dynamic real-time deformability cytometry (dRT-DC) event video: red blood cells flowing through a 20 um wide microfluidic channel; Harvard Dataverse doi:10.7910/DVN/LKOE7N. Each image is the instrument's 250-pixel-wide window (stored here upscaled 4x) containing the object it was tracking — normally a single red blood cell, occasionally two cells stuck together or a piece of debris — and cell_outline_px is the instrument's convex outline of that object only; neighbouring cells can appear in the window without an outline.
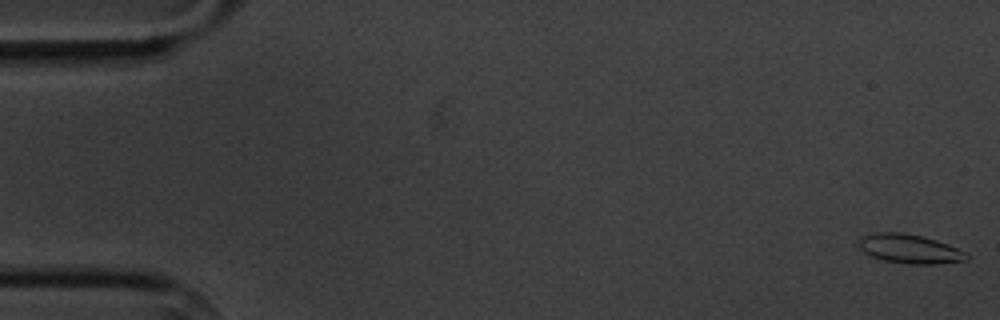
{"species": "common noctule bat (a hibernating species)", "species_latin": "Nyctalus noctula", "temperature_condition": "cold", "stored_images_in_passage": 6, "camera_frame_rate_fps": 3000, "um_per_image_px": 0.085, "animal": {"sex": "male", "body_mass_g": 20.1, "forearm_length_mm": 53.5}, "frame": {"image": 1, "passage_image": 1, "time_ms": 0.0, "image_size_px": [1000, 320], "cell_outline_px": [[968, 260], [936, 264], [912, 264], [884, 260], [872, 256], [864, 252], [860, 248], [860, 236], [876, 232], [904, 232], [924, 236], [948, 244], [968, 252]], "centroid_in_image_um": [77.36, 21.14], "position_along_channel_um": 7.6, "area_um2": 18.38}}
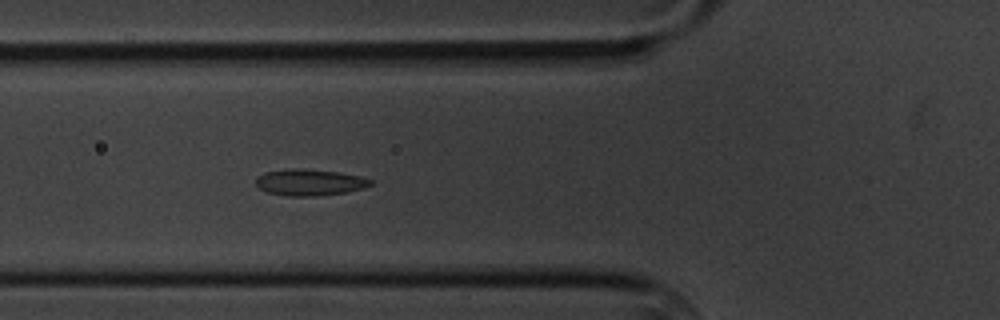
{"frame": {"image": 2, "passage_image": 6, "time_ms": 6.667, "image_size_px": [1000, 320], "cell_outline_px": [[372, 184], [364, 188], [348, 192], [320, 196], [284, 196], [268, 192], [260, 188], [256, 184], [256, 176], [264, 172], [292, 168], [300, 168], [340, 172], [360, 176], [372, 180]], "centroid_in_image_um": [26.32, 15.5], "position_along_channel_um": 99.5, "area_um2": 17.86}}